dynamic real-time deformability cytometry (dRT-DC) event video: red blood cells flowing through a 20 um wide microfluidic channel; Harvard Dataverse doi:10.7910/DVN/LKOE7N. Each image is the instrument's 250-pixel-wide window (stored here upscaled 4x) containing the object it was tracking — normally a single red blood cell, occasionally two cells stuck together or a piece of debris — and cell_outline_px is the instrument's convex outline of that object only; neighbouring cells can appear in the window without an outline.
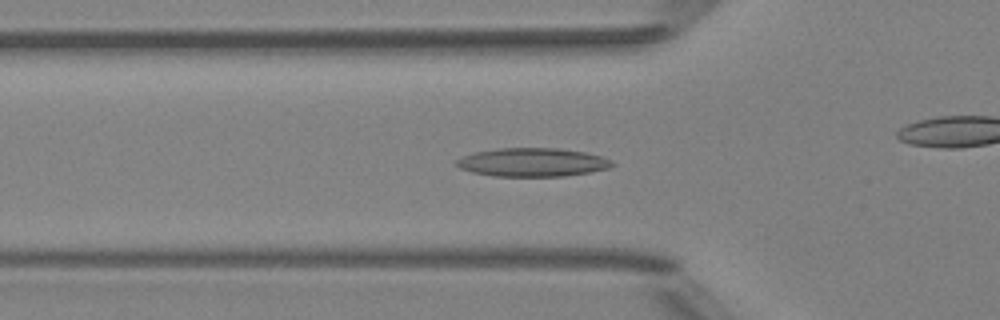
{"species": "Egyptian fruit bat (a non-hibernating species)", "species_latin": "Rousettus aegyptiacus", "temperature_condition": "room temperature", "stored_images_in_passage": 53, "camera_frame_rate_fps": 3000, "um_per_image_px": 0.085, "animal": {"sex": "female"}, "frame": {"image": 1, "passage_image": 18, "time_ms": 5.667, "image_size_px": [1000, 320], "cell_outline_px": [[616, 164], [608, 168], [588, 172], [564, 176], [492, 176], [472, 172], [460, 168], [456, 164], [456, 160], [464, 156], [476, 152], [496, 148], [560, 148], [584, 152], [600, 156], [612, 160]], "centroid_in_image_um": [45.26, 13.79], "position_along_channel_um": 80.5, "area_um2": 25.78}}
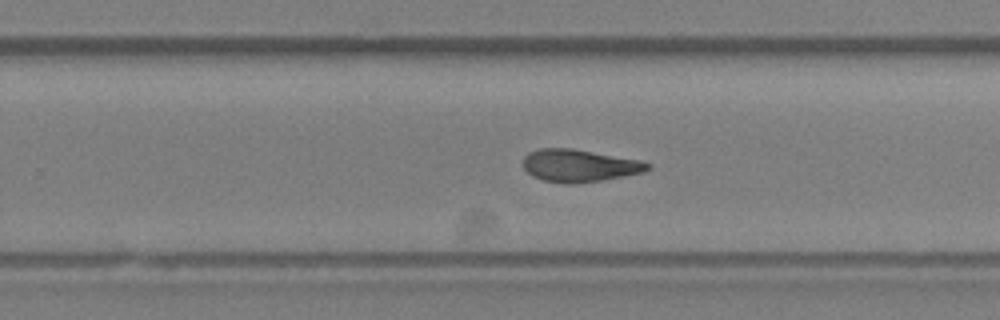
{"frame": {"image": 2, "passage_image": 33, "time_ms": 10.667, "image_size_px": [1000, 320], "cell_outline_px": [[652, 168], [640, 172], [600, 180], [572, 184], [568, 184], [544, 180], [532, 176], [524, 168], [524, 156], [528, 152], [540, 148], [572, 148], [640, 160], [652, 164]], "centroid_in_image_um": [49.22, 14.06], "position_along_channel_um": 280.6, "area_um2": 23.29}}
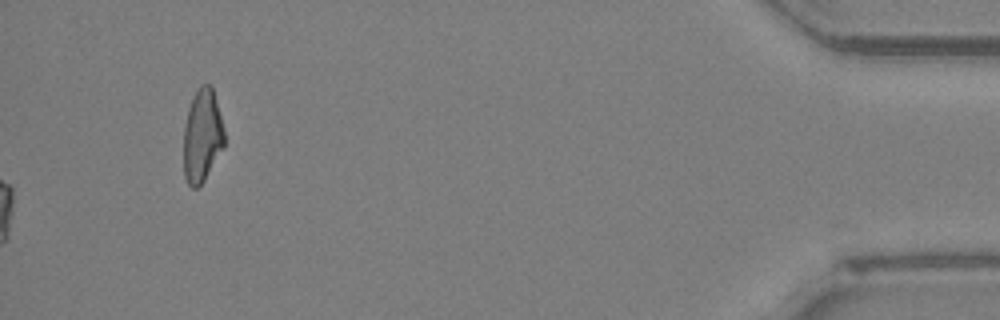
{"frame": {"image": 3, "passage_image": 53, "time_ms": 17.333, "image_size_px": [1000, 320], "cell_outline_px": [[224, 148], [204, 180], [196, 188], [192, 188], [188, 184], [184, 176], [184, 124], [188, 108], [192, 96], [200, 84], [208, 84], [212, 88], [224, 128]], "centroid_in_image_um": [17.18, 11.54], "position_along_channel_um": 418.0, "area_um2": 22.14}, "authors_computed_cell_mechanics": {"area_um2": 23.9292, "velocity_mm_per_s": 4.0072, "shape_relaxation_time_tau1_ms": null, "shape_relaxation_time_tau2_ms": 3.4897, "deformation_change_tau1": null, "deformation_change_tau2": 0.12}}